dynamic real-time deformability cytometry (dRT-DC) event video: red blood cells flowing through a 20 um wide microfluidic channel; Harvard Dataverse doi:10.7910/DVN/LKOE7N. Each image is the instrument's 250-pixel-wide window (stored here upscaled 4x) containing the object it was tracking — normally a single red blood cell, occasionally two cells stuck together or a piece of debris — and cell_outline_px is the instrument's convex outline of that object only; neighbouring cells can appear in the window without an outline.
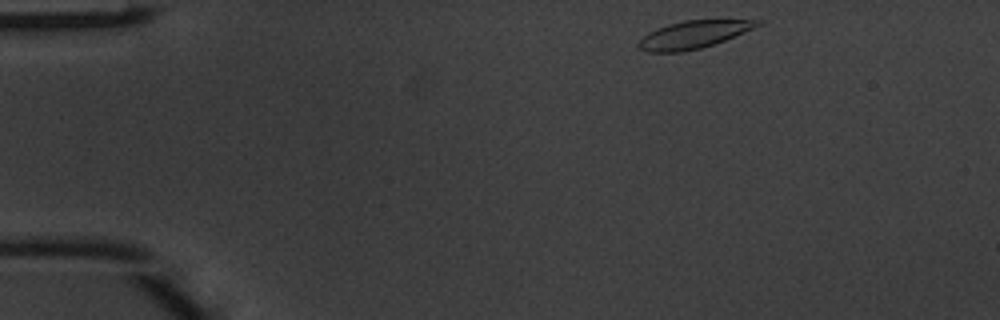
{"species": "common noctule bat (a hibernating species)", "species_latin": "Nyctalus noctula", "temperature_condition": "warm", "stored_images_in_passage": 42, "camera_frame_rate_fps": 3000, "um_per_image_px": 0.085, "animal": {"sex": "male", "body_mass_g": 20.1, "forearm_length_mm": 53.5}, "frame": {"image": 1, "passage_image": 1, "time_ms": 0.0, "image_size_px": [1000, 320], "cell_outline_px": [[764, 20], [760, 24], [752, 28], [724, 40], [700, 48], [680, 52], [648, 52], [640, 48], [636, 44], [648, 32], [668, 24], [684, 20]], "centroid_in_image_um": [58.89, 2.94], "position_along_channel_um": 26.1, "area_um2": 18.67}}
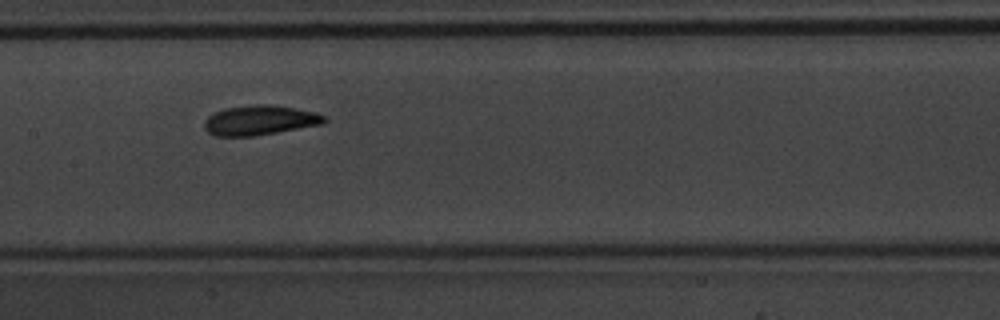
{"frame": {"image": 2, "passage_image": 18, "time_ms": 5.667, "image_size_px": [1000, 320], "cell_outline_px": [[328, 120], [324, 124], [252, 136], [216, 136], [208, 132], [204, 128], [204, 120], [208, 116], [224, 108], [256, 104], [268, 104], [296, 108], [316, 112], [328, 116]], "centroid_in_image_um": [22.12, 10.21], "position_along_channel_um": 185.3, "area_um2": 20.92}}
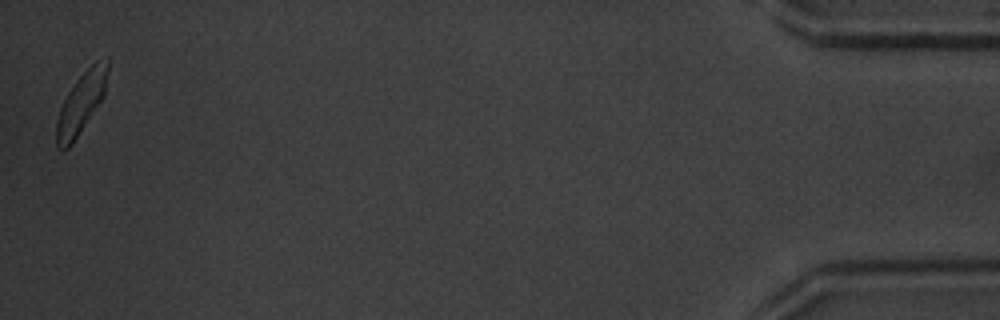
{"frame": {"image": 3, "passage_image": 42, "time_ms": 13.667, "image_size_px": [1000, 320], "cell_outline_px": [[108, 72], [104, 96], [72, 144], [68, 148], [56, 148], [56, 120], [60, 108], [68, 92], [76, 80], [96, 60], [108, 56]], "centroid_in_image_um": [6.9, 8.73], "position_along_channel_um": 428.3, "area_um2": 18.03}, "authors_computed_cell_mechanics": {"area_um2": 19.6809, "velocity_mm_per_s": 4.1316, "shape_relaxation_time_tau1_ms": 2.3491, "shape_relaxation_time_tau2_ms": 1.9348, "deformation_change_tau1": 0.1265, "deformation_change_tau2": 0.0856}}